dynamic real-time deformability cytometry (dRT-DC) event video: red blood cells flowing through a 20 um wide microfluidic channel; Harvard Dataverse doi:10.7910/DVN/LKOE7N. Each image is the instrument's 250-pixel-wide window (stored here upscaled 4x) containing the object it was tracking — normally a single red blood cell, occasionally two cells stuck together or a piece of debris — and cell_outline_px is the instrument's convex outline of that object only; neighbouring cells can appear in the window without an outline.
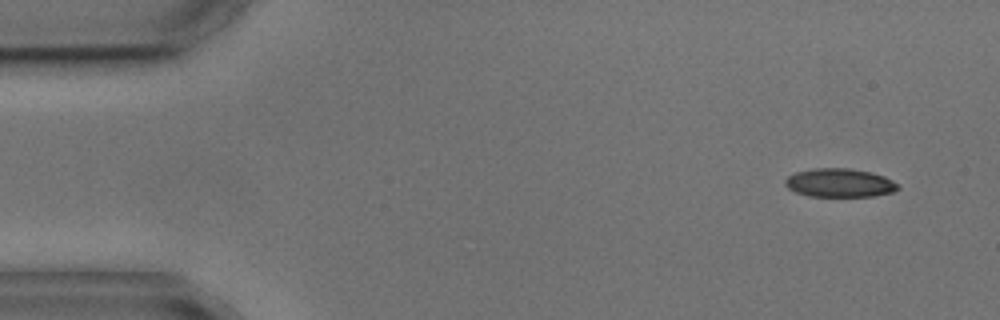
{"species": "common noctule bat (a hibernating species)", "species_latin": "Nyctalus noctula", "temperature_condition": "cold", "stored_images_in_passage": 4, "camera_frame_rate_fps": 3000, "um_per_image_px": 0.085, "animal": {"sex": "male", "body_mass_g": 17.9, "forearm_length_mm": 54.2}, "frame": {"image": 1, "passage_image": 1, "time_ms": 0.0, "image_size_px": [1000, 320], "cell_outline_px": [[900, 188], [892, 192], [872, 196], [808, 196], [796, 192], [788, 188], [784, 184], [784, 180], [788, 176], [796, 172], [812, 168], [848, 168], [872, 172], [884, 176], [892, 180]], "centroid_in_image_um": [71.34, 15.53], "position_along_channel_um": 13.7, "area_um2": 18.79}}
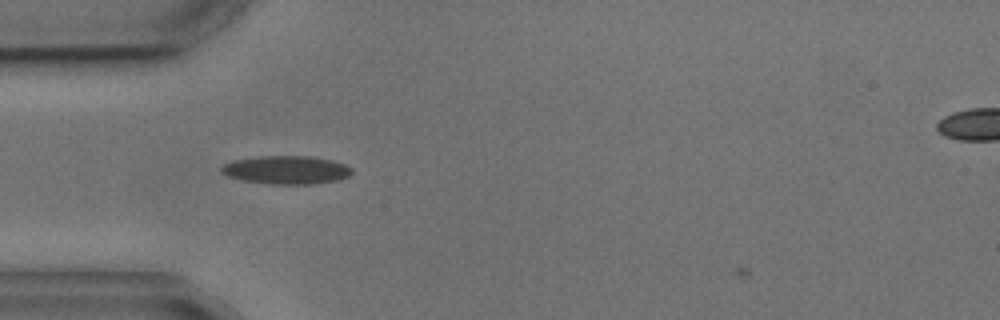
{"frame": {"image": 2, "passage_image": 3, "time_ms": 4.0, "image_size_px": [1000, 320], "cell_outline_px": [[352, 172], [348, 176], [336, 180], [312, 184], [264, 184], [244, 180], [228, 176], [220, 172], [220, 168], [224, 164], [232, 160], [256, 156], [308, 156], [332, 160], [344, 164], [352, 168]], "centroid_in_image_um": [24.3, 14.44], "position_along_channel_um": 60.7, "area_um2": 21.56}}